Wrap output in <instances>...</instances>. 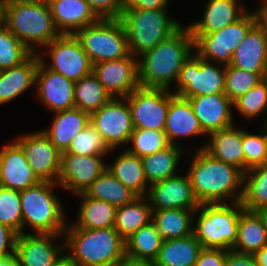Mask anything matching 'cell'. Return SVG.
I'll use <instances>...</instances> for the list:
<instances>
[{
    "label": "cell",
    "mask_w": 267,
    "mask_h": 266,
    "mask_svg": "<svg viewBox=\"0 0 267 266\" xmlns=\"http://www.w3.org/2000/svg\"><path fill=\"white\" fill-rule=\"evenodd\" d=\"M51 15L60 34L74 35L100 18L86 0H48Z\"/></svg>",
    "instance_id": "cell-23"
},
{
    "label": "cell",
    "mask_w": 267,
    "mask_h": 266,
    "mask_svg": "<svg viewBox=\"0 0 267 266\" xmlns=\"http://www.w3.org/2000/svg\"><path fill=\"white\" fill-rule=\"evenodd\" d=\"M152 211V222L163 240L183 238L193 234L192 216L196 210L169 208Z\"/></svg>",
    "instance_id": "cell-32"
},
{
    "label": "cell",
    "mask_w": 267,
    "mask_h": 266,
    "mask_svg": "<svg viewBox=\"0 0 267 266\" xmlns=\"http://www.w3.org/2000/svg\"><path fill=\"white\" fill-rule=\"evenodd\" d=\"M39 62L38 53H32L21 64L0 71V106L21 95L33 84L35 85Z\"/></svg>",
    "instance_id": "cell-27"
},
{
    "label": "cell",
    "mask_w": 267,
    "mask_h": 266,
    "mask_svg": "<svg viewBox=\"0 0 267 266\" xmlns=\"http://www.w3.org/2000/svg\"><path fill=\"white\" fill-rule=\"evenodd\" d=\"M62 235L25 232L17 235L14 255L19 266H53L65 249L54 243Z\"/></svg>",
    "instance_id": "cell-18"
},
{
    "label": "cell",
    "mask_w": 267,
    "mask_h": 266,
    "mask_svg": "<svg viewBox=\"0 0 267 266\" xmlns=\"http://www.w3.org/2000/svg\"><path fill=\"white\" fill-rule=\"evenodd\" d=\"M51 127L42 130L51 143L61 152H65L74 136L90 123V114L79 108L54 112Z\"/></svg>",
    "instance_id": "cell-28"
},
{
    "label": "cell",
    "mask_w": 267,
    "mask_h": 266,
    "mask_svg": "<svg viewBox=\"0 0 267 266\" xmlns=\"http://www.w3.org/2000/svg\"><path fill=\"white\" fill-rule=\"evenodd\" d=\"M82 199L79 203L77 222L74 224L82 229L113 228L117 207L102 200L92 199L85 193L78 194Z\"/></svg>",
    "instance_id": "cell-34"
},
{
    "label": "cell",
    "mask_w": 267,
    "mask_h": 266,
    "mask_svg": "<svg viewBox=\"0 0 267 266\" xmlns=\"http://www.w3.org/2000/svg\"><path fill=\"white\" fill-rule=\"evenodd\" d=\"M266 74H257L226 65L224 93L234 102L253 86L265 78Z\"/></svg>",
    "instance_id": "cell-45"
},
{
    "label": "cell",
    "mask_w": 267,
    "mask_h": 266,
    "mask_svg": "<svg viewBox=\"0 0 267 266\" xmlns=\"http://www.w3.org/2000/svg\"><path fill=\"white\" fill-rule=\"evenodd\" d=\"M162 241L155 224L151 221L125 240L126 257L154 261L158 256Z\"/></svg>",
    "instance_id": "cell-37"
},
{
    "label": "cell",
    "mask_w": 267,
    "mask_h": 266,
    "mask_svg": "<svg viewBox=\"0 0 267 266\" xmlns=\"http://www.w3.org/2000/svg\"><path fill=\"white\" fill-rule=\"evenodd\" d=\"M43 48L45 55L50 54V63L46 64L42 53L38 56L47 69L74 82L92 73L93 65L75 35L61 34Z\"/></svg>",
    "instance_id": "cell-11"
},
{
    "label": "cell",
    "mask_w": 267,
    "mask_h": 266,
    "mask_svg": "<svg viewBox=\"0 0 267 266\" xmlns=\"http://www.w3.org/2000/svg\"><path fill=\"white\" fill-rule=\"evenodd\" d=\"M258 266H267V244L254 254Z\"/></svg>",
    "instance_id": "cell-54"
},
{
    "label": "cell",
    "mask_w": 267,
    "mask_h": 266,
    "mask_svg": "<svg viewBox=\"0 0 267 266\" xmlns=\"http://www.w3.org/2000/svg\"><path fill=\"white\" fill-rule=\"evenodd\" d=\"M262 133L264 137V142H265V147H266V152H267V120H264L263 122V128H262Z\"/></svg>",
    "instance_id": "cell-57"
},
{
    "label": "cell",
    "mask_w": 267,
    "mask_h": 266,
    "mask_svg": "<svg viewBox=\"0 0 267 266\" xmlns=\"http://www.w3.org/2000/svg\"><path fill=\"white\" fill-rule=\"evenodd\" d=\"M256 24L253 13H245L234 23L208 34H192L194 50L206 61L229 65L232 54Z\"/></svg>",
    "instance_id": "cell-10"
},
{
    "label": "cell",
    "mask_w": 267,
    "mask_h": 266,
    "mask_svg": "<svg viewBox=\"0 0 267 266\" xmlns=\"http://www.w3.org/2000/svg\"><path fill=\"white\" fill-rule=\"evenodd\" d=\"M146 197L152 210H196L200 206L187 173L186 176L176 175L150 184Z\"/></svg>",
    "instance_id": "cell-17"
},
{
    "label": "cell",
    "mask_w": 267,
    "mask_h": 266,
    "mask_svg": "<svg viewBox=\"0 0 267 266\" xmlns=\"http://www.w3.org/2000/svg\"><path fill=\"white\" fill-rule=\"evenodd\" d=\"M129 143H132L133 146L126 149L140 158L156 153L170 145L164 131L136 128L131 133Z\"/></svg>",
    "instance_id": "cell-44"
},
{
    "label": "cell",
    "mask_w": 267,
    "mask_h": 266,
    "mask_svg": "<svg viewBox=\"0 0 267 266\" xmlns=\"http://www.w3.org/2000/svg\"><path fill=\"white\" fill-rule=\"evenodd\" d=\"M65 253V254H64ZM53 266H78L67 254L64 252Z\"/></svg>",
    "instance_id": "cell-55"
},
{
    "label": "cell",
    "mask_w": 267,
    "mask_h": 266,
    "mask_svg": "<svg viewBox=\"0 0 267 266\" xmlns=\"http://www.w3.org/2000/svg\"><path fill=\"white\" fill-rule=\"evenodd\" d=\"M107 169L122 184L133 191L137 196H146L148 182L143 169V162L139 156L124 150Z\"/></svg>",
    "instance_id": "cell-31"
},
{
    "label": "cell",
    "mask_w": 267,
    "mask_h": 266,
    "mask_svg": "<svg viewBox=\"0 0 267 266\" xmlns=\"http://www.w3.org/2000/svg\"><path fill=\"white\" fill-rule=\"evenodd\" d=\"M3 4L4 0H0V24L2 23V17H3Z\"/></svg>",
    "instance_id": "cell-59"
},
{
    "label": "cell",
    "mask_w": 267,
    "mask_h": 266,
    "mask_svg": "<svg viewBox=\"0 0 267 266\" xmlns=\"http://www.w3.org/2000/svg\"><path fill=\"white\" fill-rule=\"evenodd\" d=\"M241 203L248 211L260 212L267 208V162L244 173Z\"/></svg>",
    "instance_id": "cell-38"
},
{
    "label": "cell",
    "mask_w": 267,
    "mask_h": 266,
    "mask_svg": "<svg viewBox=\"0 0 267 266\" xmlns=\"http://www.w3.org/2000/svg\"><path fill=\"white\" fill-rule=\"evenodd\" d=\"M187 175L199 204L241 202L244 172L238 167L213 158L204 149L192 156ZM239 191V192H238Z\"/></svg>",
    "instance_id": "cell-1"
},
{
    "label": "cell",
    "mask_w": 267,
    "mask_h": 266,
    "mask_svg": "<svg viewBox=\"0 0 267 266\" xmlns=\"http://www.w3.org/2000/svg\"><path fill=\"white\" fill-rule=\"evenodd\" d=\"M262 1V5L253 14L255 16L256 25L262 30L267 38V0Z\"/></svg>",
    "instance_id": "cell-52"
},
{
    "label": "cell",
    "mask_w": 267,
    "mask_h": 266,
    "mask_svg": "<svg viewBox=\"0 0 267 266\" xmlns=\"http://www.w3.org/2000/svg\"><path fill=\"white\" fill-rule=\"evenodd\" d=\"M237 2L238 0H208L201 20L188 26L191 34L212 33L240 19L247 10Z\"/></svg>",
    "instance_id": "cell-26"
},
{
    "label": "cell",
    "mask_w": 267,
    "mask_h": 266,
    "mask_svg": "<svg viewBox=\"0 0 267 266\" xmlns=\"http://www.w3.org/2000/svg\"><path fill=\"white\" fill-rule=\"evenodd\" d=\"M138 60L133 55L93 65L92 73L112 97H127L140 87Z\"/></svg>",
    "instance_id": "cell-16"
},
{
    "label": "cell",
    "mask_w": 267,
    "mask_h": 266,
    "mask_svg": "<svg viewBox=\"0 0 267 266\" xmlns=\"http://www.w3.org/2000/svg\"><path fill=\"white\" fill-rule=\"evenodd\" d=\"M203 247L191 234L177 239L163 240L155 266H195Z\"/></svg>",
    "instance_id": "cell-29"
},
{
    "label": "cell",
    "mask_w": 267,
    "mask_h": 266,
    "mask_svg": "<svg viewBox=\"0 0 267 266\" xmlns=\"http://www.w3.org/2000/svg\"><path fill=\"white\" fill-rule=\"evenodd\" d=\"M116 266H155V264L154 261L135 260L125 256Z\"/></svg>",
    "instance_id": "cell-53"
},
{
    "label": "cell",
    "mask_w": 267,
    "mask_h": 266,
    "mask_svg": "<svg viewBox=\"0 0 267 266\" xmlns=\"http://www.w3.org/2000/svg\"><path fill=\"white\" fill-rule=\"evenodd\" d=\"M192 105L202 130L209 135L212 132L233 126V102L225 93L201 95L187 98Z\"/></svg>",
    "instance_id": "cell-21"
},
{
    "label": "cell",
    "mask_w": 267,
    "mask_h": 266,
    "mask_svg": "<svg viewBox=\"0 0 267 266\" xmlns=\"http://www.w3.org/2000/svg\"><path fill=\"white\" fill-rule=\"evenodd\" d=\"M0 223L17 235L23 233V215L20 192L0 185Z\"/></svg>",
    "instance_id": "cell-41"
},
{
    "label": "cell",
    "mask_w": 267,
    "mask_h": 266,
    "mask_svg": "<svg viewBox=\"0 0 267 266\" xmlns=\"http://www.w3.org/2000/svg\"><path fill=\"white\" fill-rule=\"evenodd\" d=\"M136 129L164 131L170 102V90L139 87L125 97Z\"/></svg>",
    "instance_id": "cell-12"
},
{
    "label": "cell",
    "mask_w": 267,
    "mask_h": 266,
    "mask_svg": "<svg viewBox=\"0 0 267 266\" xmlns=\"http://www.w3.org/2000/svg\"><path fill=\"white\" fill-rule=\"evenodd\" d=\"M14 141L22 148L27 162L41 181L57 183L62 153L42 130L22 134Z\"/></svg>",
    "instance_id": "cell-14"
},
{
    "label": "cell",
    "mask_w": 267,
    "mask_h": 266,
    "mask_svg": "<svg viewBox=\"0 0 267 266\" xmlns=\"http://www.w3.org/2000/svg\"><path fill=\"white\" fill-rule=\"evenodd\" d=\"M232 205V206H231ZM241 202L200 204L193 234L206 249L231 250L237 240Z\"/></svg>",
    "instance_id": "cell-6"
},
{
    "label": "cell",
    "mask_w": 267,
    "mask_h": 266,
    "mask_svg": "<svg viewBox=\"0 0 267 266\" xmlns=\"http://www.w3.org/2000/svg\"><path fill=\"white\" fill-rule=\"evenodd\" d=\"M104 155H77L62 153L57 183L73 194L85 193L91 184L107 169Z\"/></svg>",
    "instance_id": "cell-15"
},
{
    "label": "cell",
    "mask_w": 267,
    "mask_h": 266,
    "mask_svg": "<svg viewBox=\"0 0 267 266\" xmlns=\"http://www.w3.org/2000/svg\"><path fill=\"white\" fill-rule=\"evenodd\" d=\"M225 75L226 65L203 60L197 53H192L180 69L174 94L187 99L224 93Z\"/></svg>",
    "instance_id": "cell-9"
},
{
    "label": "cell",
    "mask_w": 267,
    "mask_h": 266,
    "mask_svg": "<svg viewBox=\"0 0 267 266\" xmlns=\"http://www.w3.org/2000/svg\"><path fill=\"white\" fill-rule=\"evenodd\" d=\"M225 266H258L253 254L240 253L234 250L226 251Z\"/></svg>",
    "instance_id": "cell-50"
},
{
    "label": "cell",
    "mask_w": 267,
    "mask_h": 266,
    "mask_svg": "<svg viewBox=\"0 0 267 266\" xmlns=\"http://www.w3.org/2000/svg\"><path fill=\"white\" fill-rule=\"evenodd\" d=\"M182 146L170 144L168 147L142 157L143 169L148 184L176 176L178 163H180Z\"/></svg>",
    "instance_id": "cell-35"
},
{
    "label": "cell",
    "mask_w": 267,
    "mask_h": 266,
    "mask_svg": "<svg viewBox=\"0 0 267 266\" xmlns=\"http://www.w3.org/2000/svg\"><path fill=\"white\" fill-rule=\"evenodd\" d=\"M58 183L40 181L20 192L23 227L28 224L35 233L64 234L67 222L59 198L53 194Z\"/></svg>",
    "instance_id": "cell-7"
},
{
    "label": "cell",
    "mask_w": 267,
    "mask_h": 266,
    "mask_svg": "<svg viewBox=\"0 0 267 266\" xmlns=\"http://www.w3.org/2000/svg\"><path fill=\"white\" fill-rule=\"evenodd\" d=\"M36 94L47 109L53 112L74 108L75 82L47 69L40 61L35 76Z\"/></svg>",
    "instance_id": "cell-19"
},
{
    "label": "cell",
    "mask_w": 267,
    "mask_h": 266,
    "mask_svg": "<svg viewBox=\"0 0 267 266\" xmlns=\"http://www.w3.org/2000/svg\"><path fill=\"white\" fill-rule=\"evenodd\" d=\"M267 244V231L259 212L243 210L239 216L237 240L232 250L255 254Z\"/></svg>",
    "instance_id": "cell-30"
},
{
    "label": "cell",
    "mask_w": 267,
    "mask_h": 266,
    "mask_svg": "<svg viewBox=\"0 0 267 266\" xmlns=\"http://www.w3.org/2000/svg\"><path fill=\"white\" fill-rule=\"evenodd\" d=\"M230 66L257 74L267 71V38L255 24L232 54Z\"/></svg>",
    "instance_id": "cell-24"
},
{
    "label": "cell",
    "mask_w": 267,
    "mask_h": 266,
    "mask_svg": "<svg viewBox=\"0 0 267 266\" xmlns=\"http://www.w3.org/2000/svg\"><path fill=\"white\" fill-rule=\"evenodd\" d=\"M32 52L6 26L0 24V71L24 62Z\"/></svg>",
    "instance_id": "cell-42"
},
{
    "label": "cell",
    "mask_w": 267,
    "mask_h": 266,
    "mask_svg": "<svg viewBox=\"0 0 267 266\" xmlns=\"http://www.w3.org/2000/svg\"><path fill=\"white\" fill-rule=\"evenodd\" d=\"M110 151H112V149L108 146L102 135L90 122L82 131L74 136L68 149L63 153H72L85 156H106Z\"/></svg>",
    "instance_id": "cell-40"
},
{
    "label": "cell",
    "mask_w": 267,
    "mask_h": 266,
    "mask_svg": "<svg viewBox=\"0 0 267 266\" xmlns=\"http://www.w3.org/2000/svg\"><path fill=\"white\" fill-rule=\"evenodd\" d=\"M167 8L143 10L123 8L119 18L126 30L130 52L141 56L170 37L182 25L169 18Z\"/></svg>",
    "instance_id": "cell-5"
},
{
    "label": "cell",
    "mask_w": 267,
    "mask_h": 266,
    "mask_svg": "<svg viewBox=\"0 0 267 266\" xmlns=\"http://www.w3.org/2000/svg\"><path fill=\"white\" fill-rule=\"evenodd\" d=\"M192 49L194 38L191 30L182 25L170 37L140 56V86L170 89L172 81H177L184 61L192 54Z\"/></svg>",
    "instance_id": "cell-2"
},
{
    "label": "cell",
    "mask_w": 267,
    "mask_h": 266,
    "mask_svg": "<svg viewBox=\"0 0 267 266\" xmlns=\"http://www.w3.org/2000/svg\"><path fill=\"white\" fill-rule=\"evenodd\" d=\"M67 255L78 266H116L125 256V240L113 228L82 229L67 224Z\"/></svg>",
    "instance_id": "cell-4"
},
{
    "label": "cell",
    "mask_w": 267,
    "mask_h": 266,
    "mask_svg": "<svg viewBox=\"0 0 267 266\" xmlns=\"http://www.w3.org/2000/svg\"><path fill=\"white\" fill-rule=\"evenodd\" d=\"M209 141L200 149H204L213 158L232 164L245 173V156L242 150L243 130L234 125L210 133Z\"/></svg>",
    "instance_id": "cell-25"
},
{
    "label": "cell",
    "mask_w": 267,
    "mask_h": 266,
    "mask_svg": "<svg viewBox=\"0 0 267 266\" xmlns=\"http://www.w3.org/2000/svg\"><path fill=\"white\" fill-rule=\"evenodd\" d=\"M242 150L245 156V173L249 169L267 162V152L262 129L261 134H251L243 129Z\"/></svg>",
    "instance_id": "cell-46"
},
{
    "label": "cell",
    "mask_w": 267,
    "mask_h": 266,
    "mask_svg": "<svg viewBox=\"0 0 267 266\" xmlns=\"http://www.w3.org/2000/svg\"><path fill=\"white\" fill-rule=\"evenodd\" d=\"M90 122L113 150L129 144L134 131L129 103L125 97H112L90 115Z\"/></svg>",
    "instance_id": "cell-13"
},
{
    "label": "cell",
    "mask_w": 267,
    "mask_h": 266,
    "mask_svg": "<svg viewBox=\"0 0 267 266\" xmlns=\"http://www.w3.org/2000/svg\"><path fill=\"white\" fill-rule=\"evenodd\" d=\"M170 0H124V8L155 10L167 8Z\"/></svg>",
    "instance_id": "cell-51"
},
{
    "label": "cell",
    "mask_w": 267,
    "mask_h": 266,
    "mask_svg": "<svg viewBox=\"0 0 267 266\" xmlns=\"http://www.w3.org/2000/svg\"><path fill=\"white\" fill-rule=\"evenodd\" d=\"M112 96L103 88L96 76L91 73L75 82V108L92 114L105 105Z\"/></svg>",
    "instance_id": "cell-39"
},
{
    "label": "cell",
    "mask_w": 267,
    "mask_h": 266,
    "mask_svg": "<svg viewBox=\"0 0 267 266\" xmlns=\"http://www.w3.org/2000/svg\"><path fill=\"white\" fill-rule=\"evenodd\" d=\"M259 213L261 214L264 220L266 231H267V208L262 209Z\"/></svg>",
    "instance_id": "cell-58"
},
{
    "label": "cell",
    "mask_w": 267,
    "mask_h": 266,
    "mask_svg": "<svg viewBox=\"0 0 267 266\" xmlns=\"http://www.w3.org/2000/svg\"><path fill=\"white\" fill-rule=\"evenodd\" d=\"M100 19H119L124 0H86Z\"/></svg>",
    "instance_id": "cell-47"
},
{
    "label": "cell",
    "mask_w": 267,
    "mask_h": 266,
    "mask_svg": "<svg viewBox=\"0 0 267 266\" xmlns=\"http://www.w3.org/2000/svg\"><path fill=\"white\" fill-rule=\"evenodd\" d=\"M17 234L0 223V258L14 255Z\"/></svg>",
    "instance_id": "cell-49"
},
{
    "label": "cell",
    "mask_w": 267,
    "mask_h": 266,
    "mask_svg": "<svg viewBox=\"0 0 267 266\" xmlns=\"http://www.w3.org/2000/svg\"><path fill=\"white\" fill-rule=\"evenodd\" d=\"M92 198L105 201L115 207L123 206L138 197L106 169L85 191Z\"/></svg>",
    "instance_id": "cell-36"
},
{
    "label": "cell",
    "mask_w": 267,
    "mask_h": 266,
    "mask_svg": "<svg viewBox=\"0 0 267 266\" xmlns=\"http://www.w3.org/2000/svg\"><path fill=\"white\" fill-rule=\"evenodd\" d=\"M0 266H19L15 255L0 258Z\"/></svg>",
    "instance_id": "cell-56"
},
{
    "label": "cell",
    "mask_w": 267,
    "mask_h": 266,
    "mask_svg": "<svg viewBox=\"0 0 267 266\" xmlns=\"http://www.w3.org/2000/svg\"><path fill=\"white\" fill-rule=\"evenodd\" d=\"M146 196H138L132 202L117 207L114 229L126 240L142 226L152 221V208Z\"/></svg>",
    "instance_id": "cell-33"
},
{
    "label": "cell",
    "mask_w": 267,
    "mask_h": 266,
    "mask_svg": "<svg viewBox=\"0 0 267 266\" xmlns=\"http://www.w3.org/2000/svg\"><path fill=\"white\" fill-rule=\"evenodd\" d=\"M226 250L203 248L195 266H225Z\"/></svg>",
    "instance_id": "cell-48"
},
{
    "label": "cell",
    "mask_w": 267,
    "mask_h": 266,
    "mask_svg": "<svg viewBox=\"0 0 267 266\" xmlns=\"http://www.w3.org/2000/svg\"><path fill=\"white\" fill-rule=\"evenodd\" d=\"M75 37L92 65L131 56L126 30L120 19H99L81 30Z\"/></svg>",
    "instance_id": "cell-8"
},
{
    "label": "cell",
    "mask_w": 267,
    "mask_h": 266,
    "mask_svg": "<svg viewBox=\"0 0 267 266\" xmlns=\"http://www.w3.org/2000/svg\"><path fill=\"white\" fill-rule=\"evenodd\" d=\"M0 149V185L24 191L41 180L33 172L22 148L13 141Z\"/></svg>",
    "instance_id": "cell-20"
},
{
    "label": "cell",
    "mask_w": 267,
    "mask_h": 266,
    "mask_svg": "<svg viewBox=\"0 0 267 266\" xmlns=\"http://www.w3.org/2000/svg\"><path fill=\"white\" fill-rule=\"evenodd\" d=\"M164 132L168 142L176 146H181L176 139L208 136L202 130L189 100L175 95L171 91Z\"/></svg>",
    "instance_id": "cell-22"
},
{
    "label": "cell",
    "mask_w": 267,
    "mask_h": 266,
    "mask_svg": "<svg viewBox=\"0 0 267 266\" xmlns=\"http://www.w3.org/2000/svg\"><path fill=\"white\" fill-rule=\"evenodd\" d=\"M2 23L32 53L61 35L46 0H4Z\"/></svg>",
    "instance_id": "cell-3"
},
{
    "label": "cell",
    "mask_w": 267,
    "mask_h": 266,
    "mask_svg": "<svg viewBox=\"0 0 267 266\" xmlns=\"http://www.w3.org/2000/svg\"><path fill=\"white\" fill-rule=\"evenodd\" d=\"M234 107L240 115L246 119H253L261 113L267 115V80L264 78L257 85L253 86L244 95L233 102ZM265 115V120L267 116Z\"/></svg>",
    "instance_id": "cell-43"
}]
</instances>
